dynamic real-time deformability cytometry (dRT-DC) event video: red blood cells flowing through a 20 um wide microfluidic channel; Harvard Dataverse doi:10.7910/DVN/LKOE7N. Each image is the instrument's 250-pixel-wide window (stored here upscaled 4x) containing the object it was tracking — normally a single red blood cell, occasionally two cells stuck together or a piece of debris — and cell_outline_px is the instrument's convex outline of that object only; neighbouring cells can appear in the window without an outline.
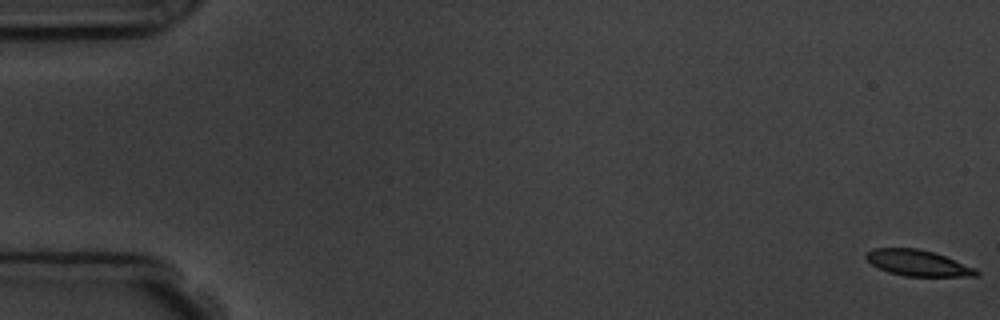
{"species": "common noctule bat (a hibernating species)", "species_latin": "Nyctalus noctula", "temperature_condition": "room temperature", "stored_images_in_passage": 7, "camera_frame_rate_fps": 3000, "um_per_image_px": 0.085, "animal": {"sex": "male", "body_mass_g": 19.5, "forearm_length_mm": 54.6}, "frame": {"image": 1, "passage_image": 1, "time_ms": 0.0, "image_size_px": [1000, 320], "cell_outline_px": [[980, 272], [976, 276], [904, 276], [888, 272], [872, 264], [864, 256], [872, 248], [916, 248], [932, 252], [944, 256], [976, 268]], "centroid_in_image_um": [78.01, 22.35], "position_along_channel_um": 7.0, "area_um2": 16.47}}
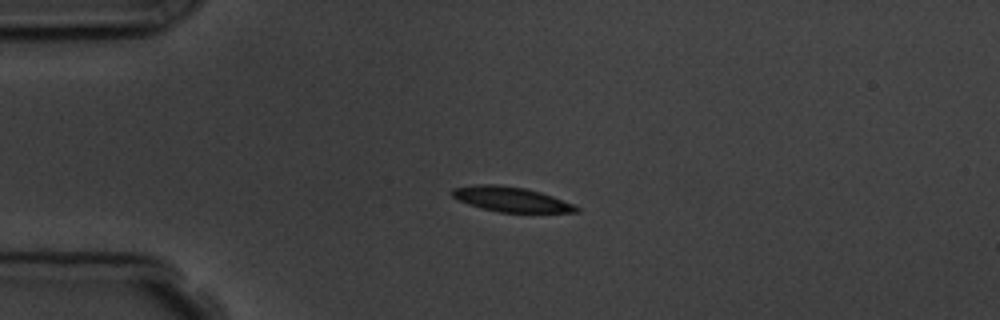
{"frame": {"image": 2, "passage_image": 4, "time_ms": 4.333, "image_size_px": [1000, 320], "cell_outline_px": [[580, 212], [500, 212], [468, 204], [452, 196], [452, 188], [476, 184], [496, 184], [524, 188], [540, 192], [552, 196], [572, 204], [580, 208]], "centroid_in_image_um": [43.43, 16.93], "position_along_channel_um": 41.6, "area_um2": 17.69}}